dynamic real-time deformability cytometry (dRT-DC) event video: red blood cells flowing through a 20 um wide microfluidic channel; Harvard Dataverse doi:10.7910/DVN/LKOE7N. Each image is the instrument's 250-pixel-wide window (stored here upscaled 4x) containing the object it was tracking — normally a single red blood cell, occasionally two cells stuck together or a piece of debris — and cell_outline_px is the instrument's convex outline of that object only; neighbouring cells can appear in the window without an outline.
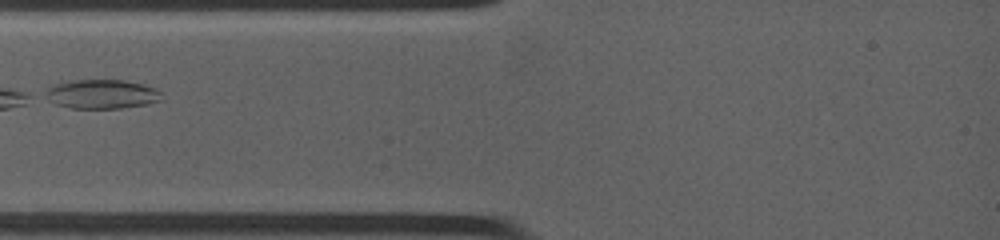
{"species": "common noctule bat (a hibernating species)", "species_latin": "Nyctalus noctula", "temperature_condition": "warm", "stored_images_in_passage": 2, "camera_frame_rate_fps": 4500, "um_per_image_px": 0.085, "animal": {"sex": "female", "body_mass_g": 19.0, "forearm_length_mm": 53.3}, "frame": {"image": 1, "passage_image": 1, "time_ms": 0.0, "image_size_px": [1000, 240], "cell_outline_px": [[160, 100], [148, 104], [120, 108], [72, 108], [56, 104], [40, 96], [40, 92], [56, 84], [72, 80], [124, 80], [156, 88], [160, 92]], "centroid_in_image_um": [8.56, 8.0], "position_along_channel_um": 76.4, "area_um2": 19.83}}